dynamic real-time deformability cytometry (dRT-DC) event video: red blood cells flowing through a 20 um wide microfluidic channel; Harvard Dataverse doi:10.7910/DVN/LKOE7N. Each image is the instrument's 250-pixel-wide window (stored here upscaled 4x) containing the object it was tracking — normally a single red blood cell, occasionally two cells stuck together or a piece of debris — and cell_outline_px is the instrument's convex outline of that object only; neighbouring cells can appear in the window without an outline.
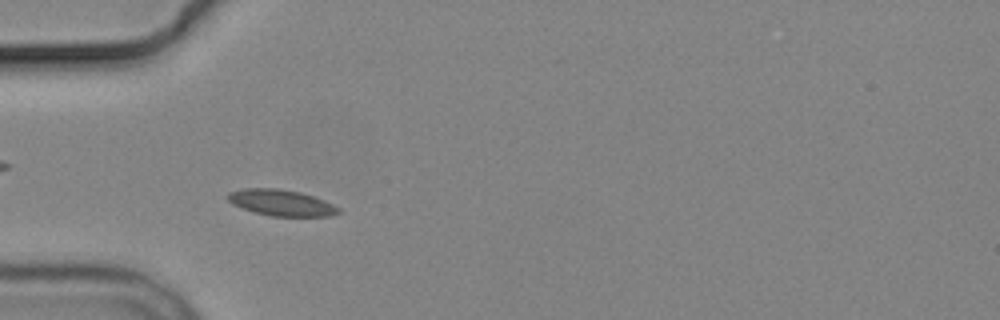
{"species": "common noctule bat (a hibernating species)", "species_latin": "Nyctalus noctula", "temperature_condition": "cold", "stored_images_in_passage": 4, "camera_frame_rate_fps": 3000, "um_per_image_px": 0.085, "animal": {"sex": "male", "body_mass_g": 19.2, "forearm_length_mm": 51.8}, "frame": {"image": 1, "passage_image": 4, "time_ms": 6.0, "image_size_px": [1000, 320], "cell_outline_px": [[340, 212], [328, 216], [272, 216], [256, 212], [232, 204], [228, 200], [228, 192], [244, 188], [276, 188], [300, 192], [324, 200], [340, 208]], "centroid_in_image_um": [23.9, 17.22], "position_along_channel_um": 61.1, "area_um2": 16.65}}